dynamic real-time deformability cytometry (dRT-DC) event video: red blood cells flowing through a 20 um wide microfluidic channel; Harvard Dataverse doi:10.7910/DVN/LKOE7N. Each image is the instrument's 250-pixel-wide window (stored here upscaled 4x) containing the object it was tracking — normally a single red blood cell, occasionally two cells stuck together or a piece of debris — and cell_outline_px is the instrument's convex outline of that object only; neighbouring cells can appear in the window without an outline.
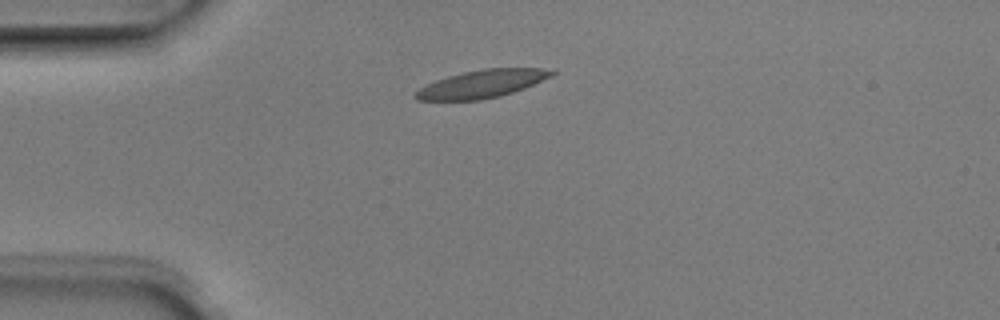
{"species": "Egyptian fruit bat (a non-hibernating species)", "species_latin": "Rousettus aegyptiacus", "temperature_condition": "room temperature", "stored_images_in_passage": 3, "camera_frame_rate_fps": 3000, "um_per_image_px": 0.085, "animal": {"sex": "male"}, "frame": {"image": 1, "passage_image": 1, "time_ms": 0.0, "image_size_px": [1000, 320], "cell_outline_px": [[556, 72], [552, 76], [524, 88], [500, 96], [480, 100], [416, 100], [412, 96], [420, 88], [436, 80], [448, 76], [464, 72], [484, 68], [540, 68]], "centroid_in_image_um": [40.94, 7.13], "position_along_channel_um": 44.1, "area_um2": 21.85}}
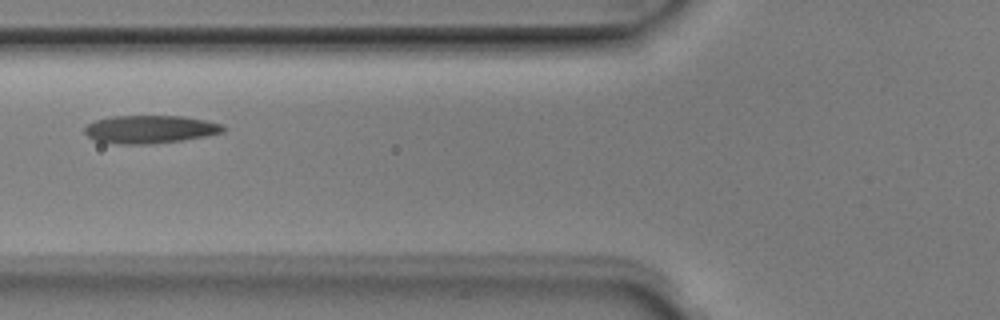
{"frame": {"image": 2, "passage_image": 3, "time_ms": 0.667, "image_size_px": [1000, 320], "cell_outline_px": [[228, 128], [224, 132], [208, 136], [152, 144], [116, 144], [96, 140], [88, 136], [84, 132], [84, 128], [88, 124], [96, 120], [112, 116], [184, 116], [224, 124]], "centroid_in_image_um": [12.8, 10.99], "position_along_channel_um": 113.0, "area_um2": 22.72}}